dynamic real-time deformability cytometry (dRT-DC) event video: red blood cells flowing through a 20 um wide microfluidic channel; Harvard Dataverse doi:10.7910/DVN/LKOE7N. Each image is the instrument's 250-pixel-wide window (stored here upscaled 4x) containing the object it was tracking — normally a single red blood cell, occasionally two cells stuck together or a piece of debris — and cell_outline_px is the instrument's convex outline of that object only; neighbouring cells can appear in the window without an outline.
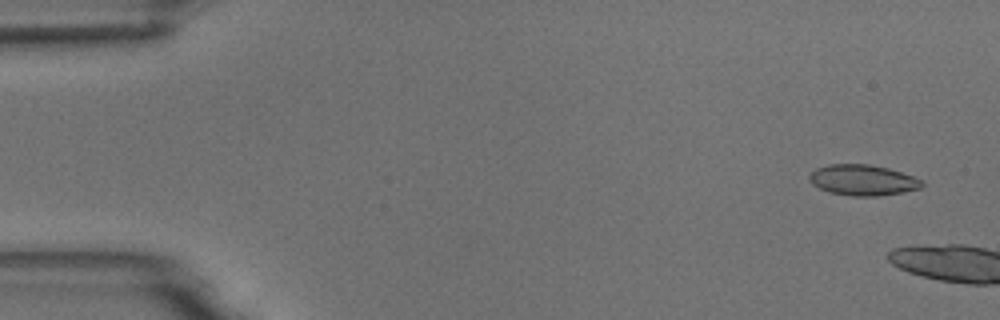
{"species": "common noctule bat (a hibernating species)", "species_latin": "Nyctalus noctula", "temperature_condition": "room temperature", "stored_images_in_passage": 2, "camera_frame_rate_fps": 3000, "um_per_image_px": 0.085, "animal": {"sex": "male", "body_mass_g": 18.8}, "frame": {"image": 1, "passage_image": 1, "time_ms": 0.0, "image_size_px": [1000, 320], "cell_outline_px": [[924, 184], [920, 188], [900, 192], [876, 196], [852, 196], [828, 192], [812, 184], [808, 180], [808, 176], [816, 168], [828, 164], [868, 164], [888, 168], [924, 180]], "centroid_in_image_um": [73.31, 15.3], "position_along_channel_um": 11.7, "area_um2": 20.11}}